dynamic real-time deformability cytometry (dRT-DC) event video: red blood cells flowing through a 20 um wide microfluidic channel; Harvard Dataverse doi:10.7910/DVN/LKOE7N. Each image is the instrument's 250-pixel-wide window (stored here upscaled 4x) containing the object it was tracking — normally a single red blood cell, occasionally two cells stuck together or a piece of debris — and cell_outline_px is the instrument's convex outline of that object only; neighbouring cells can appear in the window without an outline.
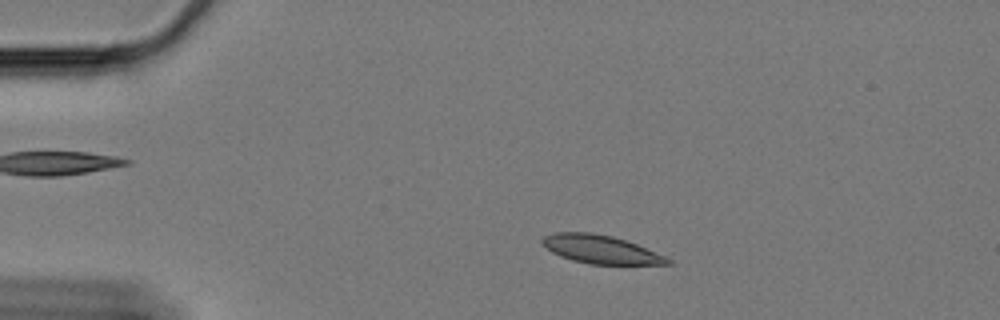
{"species": "Egyptian fruit bat (a non-hibernating species)", "species_latin": "Rousettus aegyptiacus", "temperature_condition": "cold", "stored_images_in_passage": 18, "camera_frame_rate_fps": 3000, "um_per_image_px": 0.085, "animal": {"sex": "female"}, "frame": {"image": 1, "passage_image": 8, "time_ms": 2.333, "image_size_px": [1000, 320], "cell_outline_px": [[672, 264], [588, 264], [572, 260], [560, 256], [552, 252], [540, 244], [540, 240], [544, 236], [556, 232], [592, 232], [612, 236], [636, 244], [664, 256], [672, 260]], "centroid_in_image_um": [51.0, 21.19], "position_along_channel_um": 34.0, "area_um2": 20.63}}
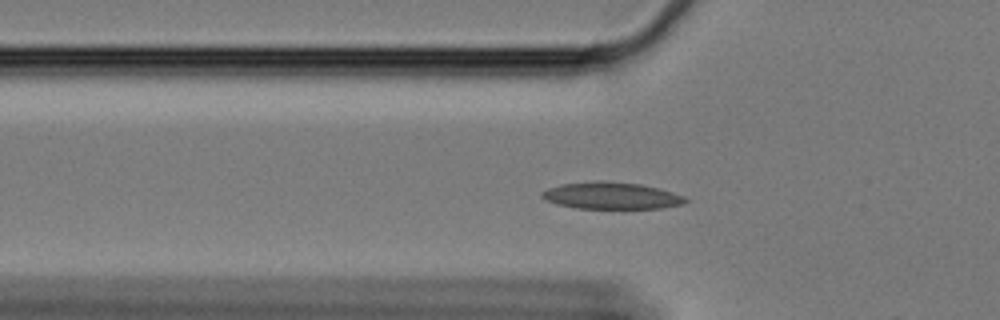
{"frame": {"image": 2, "passage_image": 16, "time_ms": 5.0, "image_size_px": [1000, 320], "cell_outline_px": [[688, 200], [684, 204], [660, 208], [576, 208], [556, 204], [544, 200], [540, 196], [540, 192], [548, 188], [560, 184], [596, 180], [600, 180], [640, 184], [672, 192], [684, 196]], "centroid_in_image_um": [51.9, 16.62], "position_along_channel_um": 73.9, "area_um2": 22.54}}